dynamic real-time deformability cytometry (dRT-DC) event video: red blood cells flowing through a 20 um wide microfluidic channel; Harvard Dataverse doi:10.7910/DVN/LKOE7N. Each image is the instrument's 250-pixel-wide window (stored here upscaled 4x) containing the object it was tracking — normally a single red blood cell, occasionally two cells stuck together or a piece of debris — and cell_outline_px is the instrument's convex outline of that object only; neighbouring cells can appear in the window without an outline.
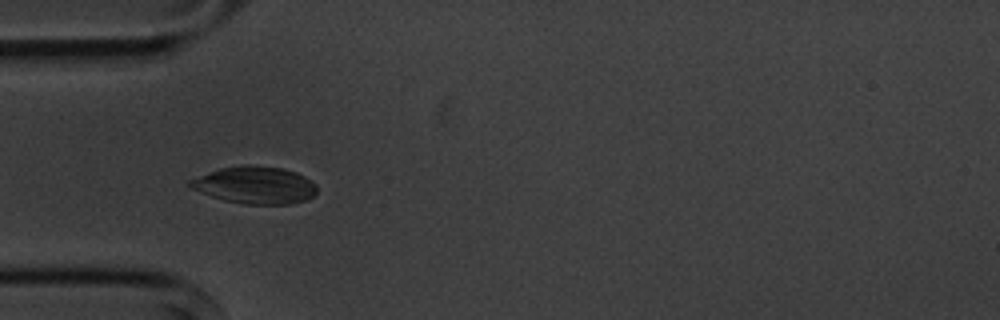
{"species": "common noctule bat (a hibernating species)", "species_latin": "Nyctalus noctula", "temperature_condition": "cold", "stored_images_in_passage": 6, "camera_frame_rate_fps": 3000, "um_per_image_px": 0.085, "animal": {"sex": "male", "body_mass_g": 20.1, "forearm_length_mm": 53.5}, "frame": {"image": 1, "passage_image": 5, "time_ms": 4.667, "image_size_px": [1000, 320], "cell_outline_px": [[316, 192], [312, 196], [304, 200], [292, 204], [244, 204], [224, 200], [212, 196], [192, 188], [184, 184], [188, 180], [220, 168], [240, 164], [248, 164], [284, 168], [296, 172], [312, 180], [316, 184]], "centroid_in_image_um": [21.67, 15.72], "position_along_channel_um": 63.3, "area_um2": 27.69}}
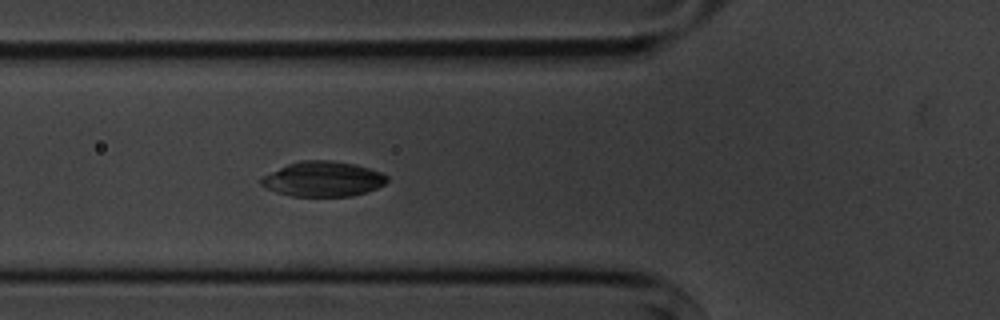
{"frame": {"image": 2, "passage_image": 6, "time_ms": 5.667, "image_size_px": [1000, 320], "cell_outline_px": [[388, 180], [384, 184], [368, 192], [352, 196], [292, 196], [276, 192], [260, 184], [260, 176], [288, 164], [300, 160], [332, 160], [356, 164], [380, 172], [388, 176]], "centroid_in_image_um": [27.44, 15.21], "position_along_channel_um": 98.4, "area_um2": 25.84}}